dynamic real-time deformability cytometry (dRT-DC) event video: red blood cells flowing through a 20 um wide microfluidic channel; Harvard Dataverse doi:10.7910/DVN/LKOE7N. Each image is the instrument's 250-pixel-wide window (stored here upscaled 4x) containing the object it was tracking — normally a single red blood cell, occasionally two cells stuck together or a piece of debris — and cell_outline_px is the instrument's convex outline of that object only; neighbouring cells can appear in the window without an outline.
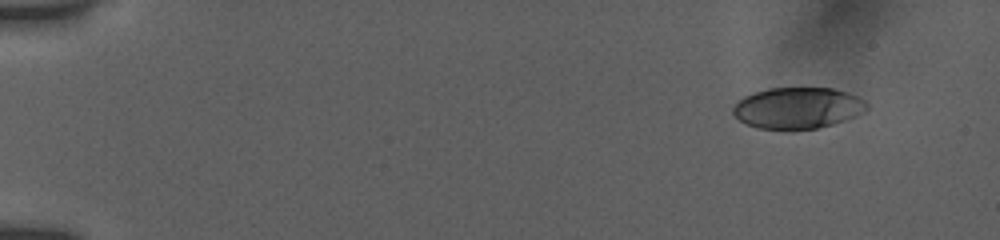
{"species": "human", "species_latin": "Homo sapiens", "temperature_condition": "room temperature", "stored_images_in_passage": 6, "camera_frame_rate_fps": 3000, "um_per_image_px": 0.085, "donor": {"sex": "female"}, "frame": {"image": 1, "passage_image": 1, "time_ms": 0.0, "image_size_px": [1000, 240], "cell_outline_px": [[868, 108], [844, 120], [832, 124], [816, 128], [760, 128], [748, 124], [740, 120], [732, 112], [732, 108], [744, 96], [768, 88], [832, 88], [848, 92], [864, 100], [868, 104]], "centroid_in_image_um": [67.8, 9.15], "position_along_channel_um": 17.2, "area_um2": 31.44}}
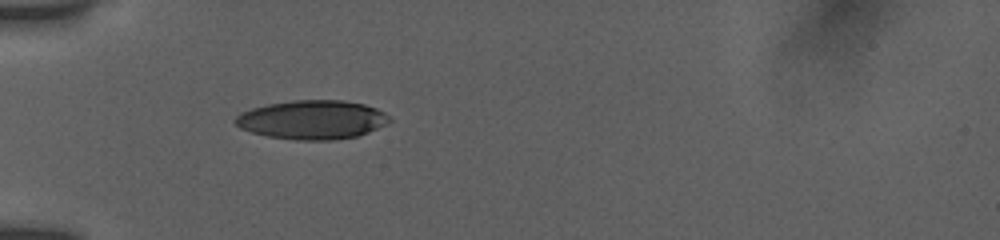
{"frame": {"image": 2, "passage_image": 5, "time_ms": 4.333, "image_size_px": [1000, 240], "cell_outline_px": [[392, 120], [368, 132], [356, 136], [336, 140], [296, 140], [268, 136], [252, 132], [240, 128], [232, 120], [240, 112], [252, 108], [268, 104], [292, 100], [344, 100], [364, 104], [376, 108], [384, 112]], "centroid_in_image_um": [26.51, 10.17], "position_along_channel_um": 58.5, "area_um2": 34.97}}